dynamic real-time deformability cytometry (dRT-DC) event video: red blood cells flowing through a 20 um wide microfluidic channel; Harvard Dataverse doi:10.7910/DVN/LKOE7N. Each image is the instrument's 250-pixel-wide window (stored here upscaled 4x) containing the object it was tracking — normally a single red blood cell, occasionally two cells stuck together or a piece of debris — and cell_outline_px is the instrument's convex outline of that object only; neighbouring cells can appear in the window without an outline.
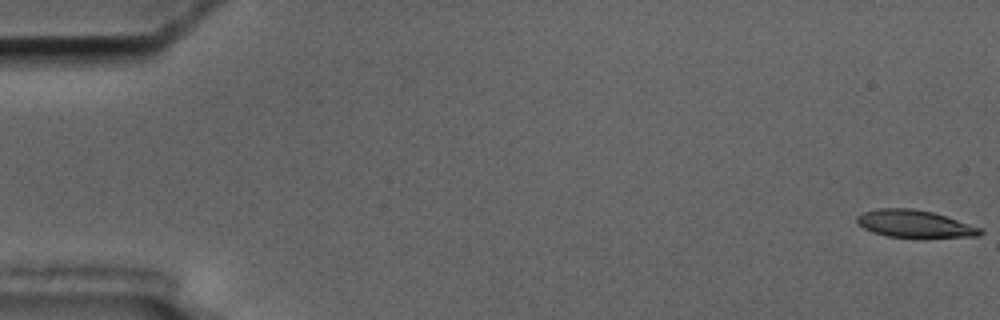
{"species": "common noctule bat (a hibernating species)", "species_latin": "Nyctalus noctula", "temperature_condition": "cold", "stored_images_in_passage": 5, "camera_frame_rate_fps": 3000, "um_per_image_px": 0.085, "animal": {"sex": "male", "body_mass_g": 17.5, "forearm_length_mm": 52.3}, "frame": {"image": 1, "passage_image": 1, "time_ms": 0.0, "image_size_px": [1000, 320], "cell_outline_px": [[984, 232], [980, 236], [888, 236], [872, 232], [864, 228], [856, 220], [856, 216], [864, 212], [876, 208], [912, 208], [932, 212], [980, 228]], "centroid_in_image_um": [77.68, 19.0], "position_along_channel_um": 7.3, "area_um2": 18.96}}